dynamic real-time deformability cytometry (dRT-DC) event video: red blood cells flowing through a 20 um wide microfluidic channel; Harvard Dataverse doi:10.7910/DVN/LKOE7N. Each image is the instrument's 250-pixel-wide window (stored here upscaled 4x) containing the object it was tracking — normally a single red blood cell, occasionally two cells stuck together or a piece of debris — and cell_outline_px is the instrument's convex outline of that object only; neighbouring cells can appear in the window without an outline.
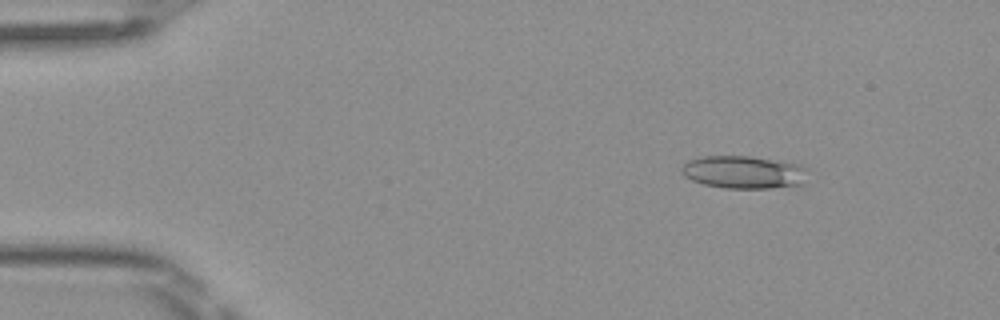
{"species": "Egyptian fruit bat (a non-hibernating species)", "species_latin": "Rousettus aegyptiacus", "temperature_condition": "room temperature", "stored_images_in_passage": 4, "camera_frame_rate_fps": 3000, "um_per_image_px": 0.085, "frame": {"image": 1, "passage_image": 2, "time_ms": 0.333, "image_size_px": [1000, 320], "cell_outline_px": [[808, 168], [804, 184], [772, 188], [724, 188], [704, 184], [692, 180], [684, 176], [680, 172], [680, 168], [688, 160], [704, 156], [748, 156], [800, 164]], "centroid_in_image_um": [63.22, 14.64], "position_along_channel_um": 21.8, "area_um2": 24.22}}